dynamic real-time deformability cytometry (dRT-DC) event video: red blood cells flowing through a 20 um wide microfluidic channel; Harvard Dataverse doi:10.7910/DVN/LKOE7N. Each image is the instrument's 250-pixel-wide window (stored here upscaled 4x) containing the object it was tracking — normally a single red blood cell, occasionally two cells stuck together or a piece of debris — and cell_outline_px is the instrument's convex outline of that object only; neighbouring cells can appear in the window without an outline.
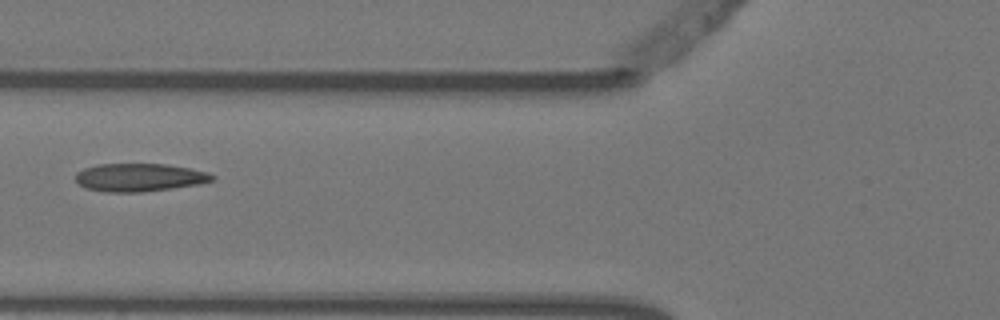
{"species": "Egyptian fruit bat (a non-hibernating species)", "species_latin": "Rousettus aegyptiacus", "temperature_condition": "warm", "stored_images_in_passage": 5, "camera_frame_rate_fps": 3000, "um_per_image_px": 0.085, "animal": {"sex": "female"}, "frame": {"image": 1, "passage_image": 5, "time_ms": 1.333, "image_size_px": [1000, 320], "cell_outline_px": [[216, 176], [212, 180], [200, 184], [172, 188], [140, 192], [104, 192], [84, 188], [76, 180], [76, 172], [84, 168], [100, 164], [168, 164], [208, 172]], "centroid_in_image_um": [11.84, 15.08], "position_along_channel_um": 114.0, "area_um2": 22.31}}